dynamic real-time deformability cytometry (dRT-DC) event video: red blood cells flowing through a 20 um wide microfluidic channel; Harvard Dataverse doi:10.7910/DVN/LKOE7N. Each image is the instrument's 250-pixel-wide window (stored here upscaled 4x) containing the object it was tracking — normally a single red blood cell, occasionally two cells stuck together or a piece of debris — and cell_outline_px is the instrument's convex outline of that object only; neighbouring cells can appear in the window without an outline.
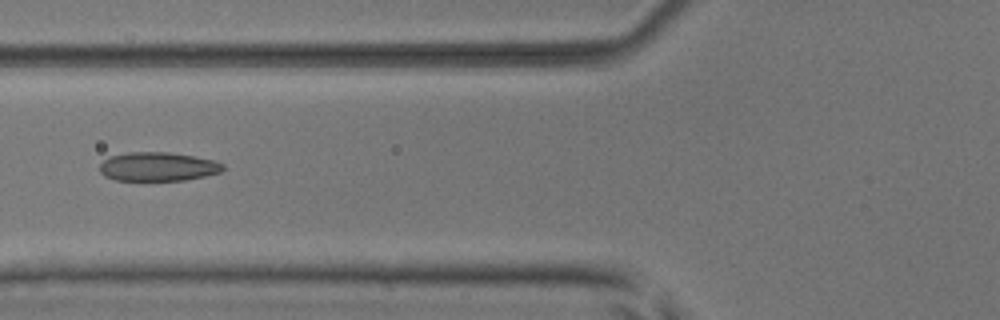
{"species": "common noctule bat (a hibernating species)", "species_latin": "Nyctalus noctula", "temperature_condition": "room temperature", "stored_images_in_passage": 6, "camera_frame_rate_fps": 3000, "um_per_image_px": 0.085, "animal": {"sex": "male", "body_mass_g": 17.9, "forearm_length_mm": 54.2}, "frame": {"image": 1, "passage_image": 6, "time_ms": 1.667, "image_size_px": [1000, 320], "cell_outline_px": [[224, 168], [220, 172], [204, 176], [184, 180], [116, 180], [104, 176], [100, 172], [100, 164], [108, 156], [128, 152], [168, 152], [192, 156], [212, 160], [224, 164]], "centroid_in_image_um": [13.38, 14.16], "position_along_channel_um": 112.4, "area_um2": 20.63}}